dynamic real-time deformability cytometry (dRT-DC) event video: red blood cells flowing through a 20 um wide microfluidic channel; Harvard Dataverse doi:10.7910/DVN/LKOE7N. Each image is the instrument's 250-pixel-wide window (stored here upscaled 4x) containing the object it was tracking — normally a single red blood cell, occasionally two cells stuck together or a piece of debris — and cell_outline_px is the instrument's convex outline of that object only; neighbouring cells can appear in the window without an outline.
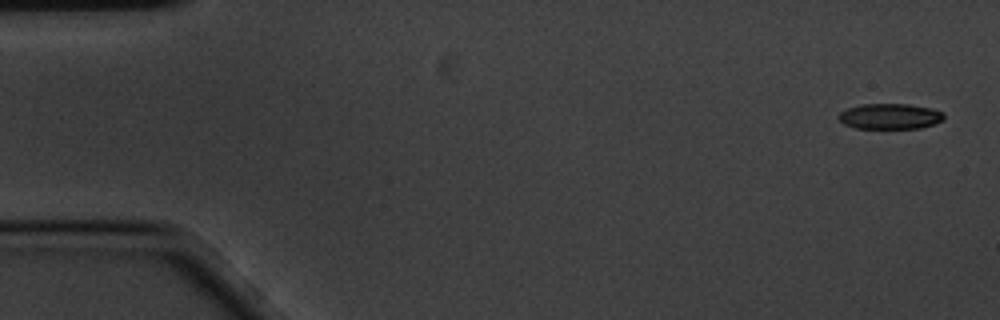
{"species": "common noctule bat (a hibernating species)", "species_latin": "Nyctalus noctula", "temperature_condition": "cold", "stored_images_in_passage": 5, "camera_frame_rate_fps": 3000, "um_per_image_px": 0.085, "animal": {"sex": "male", "body_mass_g": 20.1, "forearm_length_mm": 53.5}, "frame": {"image": 1, "passage_image": 1, "time_ms": 0.0, "image_size_px": [1000, 320], "cell_outline_px": [[944, 120], [920, 128], [856, 128], [844, 124], [840, 120], [840, 112], [848, 108], [860, 104], [908, 104], [928, 108], [940, 112], [944, 116]], "centroid_in_image_um": [75.62, 9.89], "position_along_channel_um": 9.4, "area_um2": 15.37}}
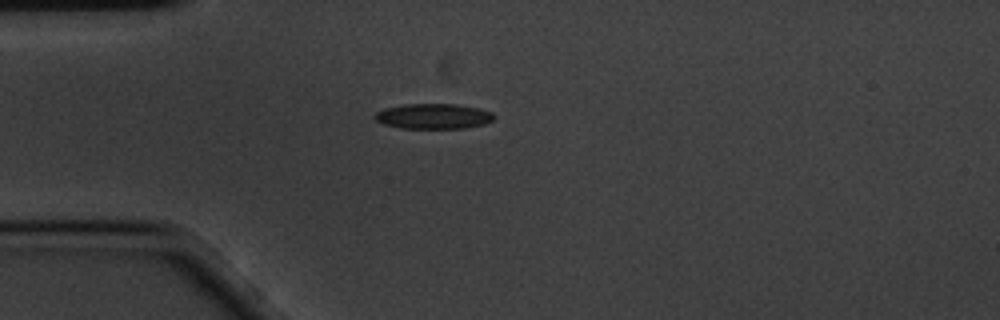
{"frame": {"image": 2, "passage_image": 5, "time_ms": 1.333, "image_size_px": [1000, 320], "cell_outline_px": [[496, 116], [492, 120], [484, 124], [464, 128], [400, 128], [384, 124], [376, 120], [372, 116], [376, 112], [384, 108], [404, 104], [456, 104], [480, 108], [492, 112]], "centroid_in_image_um": [36.84, 9.87], "position_along_channel_um": 48.2, "area_um2": 17.63}}